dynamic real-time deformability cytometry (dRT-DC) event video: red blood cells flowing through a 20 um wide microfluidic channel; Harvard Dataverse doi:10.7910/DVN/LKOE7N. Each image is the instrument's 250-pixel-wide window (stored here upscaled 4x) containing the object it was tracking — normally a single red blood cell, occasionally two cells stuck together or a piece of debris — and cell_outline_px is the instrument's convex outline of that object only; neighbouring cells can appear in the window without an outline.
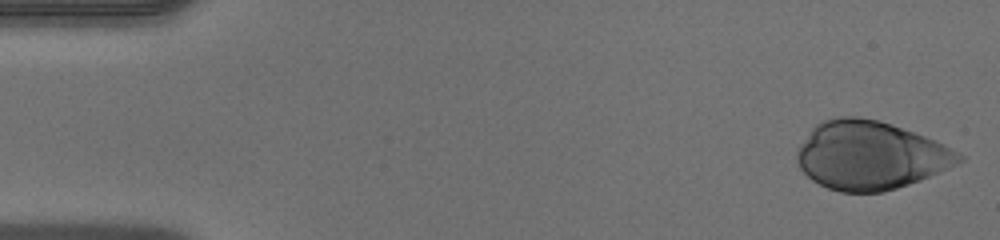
{"species": "human", "species_latin": "Homo sapiens", "temperature_condition": "warm", "stored_images_in_passage": 46, "camera_frame_rate_fps": 3000, "um_per_image_px": 0.085, "donor": {"sex": "male"}, "frame": {"image": 1, "passage_image": 1, "time_ms": 0.0, "image_size_px": [1000, 240], "cell_outline_px": [[964, 160], [948, 168], [920, 180], [884, 192], [840, 192], [828, 188], [812, 180], [800, 168], [796, 160], [796, 152], [800, 144], [812, 128], [816, 124], [824, 120], [840, 116], [856, 116], [876, 120], [892, 124], [936, 140], [944, 144], [964, 156]], "centroid_in_image_um": [73.96, 13.2], "position_along_channel_um": 11.0, "area_um2": 64.33}}
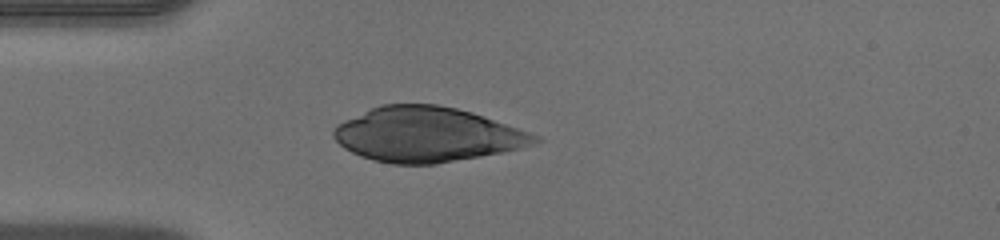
{"frame": {"image": 2, "passage_image": 12, "time_ms": 3.667, "image_size_px": [1000, 240], "cell_outline_px": [[544, 140], [520, 148], [480, 156], [436, 164], [392, 164], [372, 160], [360, 156], [344, 148], [332, 136], [332, 132], [336, 124], [344, 120], [380, 104], [436, 104], [456, 108], [472, 112], [540, 136]], "centroid_in_image_um": [36.26, 11.43], "position_along_channel_um": 48.7, "area_um2": 63.98}}